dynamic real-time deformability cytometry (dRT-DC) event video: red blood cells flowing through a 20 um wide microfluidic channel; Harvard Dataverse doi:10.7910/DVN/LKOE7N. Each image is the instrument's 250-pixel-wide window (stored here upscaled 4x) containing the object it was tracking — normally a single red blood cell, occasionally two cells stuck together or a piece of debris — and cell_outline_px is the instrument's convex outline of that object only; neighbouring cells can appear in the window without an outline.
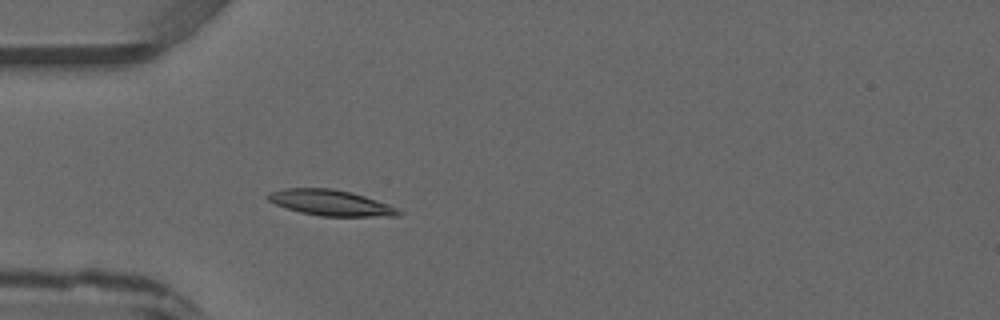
{"species": "common noctule bat (a hibernating species)", "species_latin": "Nyctalus noctula", "temperature_condition": "warm", "stored_images_in_passage": 3, "camera_frame_rate_fps": 3000, "um_per_image_px": 0.085, "animal": {"sex": "male", "forearm_length_mm": 52.5}, "frame": {"image": 1, "passage_image": 3, "time_ms": 2.333, "image_size_px": [1000, 320], "cell_outline_px": [[404, 212], [400, 216], [320, 216], [300, 212], [276, 204], [268, 200], [264, 196], [268, 192], [284, 188], [332, 188], [352, 192], [388, 204]], "centroid_in_image_um": [28.09, 17.23], "position_along_channel_um": 56.9, "area_um2": 19.65}}